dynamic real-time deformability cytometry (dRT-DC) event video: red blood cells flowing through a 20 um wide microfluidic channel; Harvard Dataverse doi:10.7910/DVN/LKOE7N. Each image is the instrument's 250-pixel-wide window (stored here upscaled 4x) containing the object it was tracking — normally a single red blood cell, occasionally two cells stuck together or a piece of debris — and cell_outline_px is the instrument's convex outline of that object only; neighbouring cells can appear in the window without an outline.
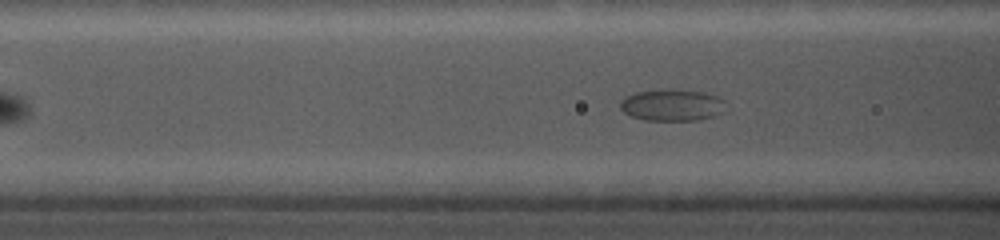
{"species": "common noctule bat (a hibernating species)", "species_latin": "Nyctalus noctula", "temperature_condition": "cold", "stored_images_in_passage": 65, "camera_frame_rate_fps": 5000, "um_per_image_px": 0.085, "animal": {"sex": "female", "body_mass_g": 19.0, "forearm_length_mm": 56.7}, "frame": {"image": 1, "passage_image": 19, "time_ms": 3.6, "image_size_px": [1000, 240], "cell_outline_px": [[728, 100], [724, 112], [712, 116], [696, 120], [644, 120], [632, 116], [624, 112], [620, 108], [620, 100], [624, 96], [636, 92], [668, 88], [672, 88], [704, 92]], "centroid_in_image_um": [57.15, 8.91], "position_along_channel_um": 109.5, "area_um2": 19.88}}
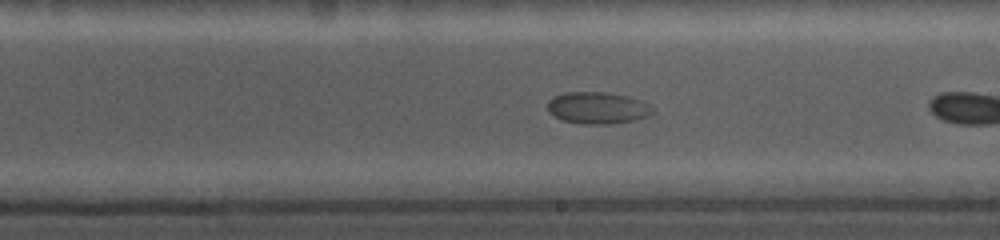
{"frame": {"image": 2, "passage_image": 38, "time_ms": 7.4, "image_size_px": [1000, 240], "cell_outline_px": [[656, 112], [648, 116], [636, 120], [608, 124], [580, 124], [560, 120], [548, 112], [548, 100], [552, 96], [564, 92], [604, 92], [628, 96], [652, 104]], "centroid_in_image_um": [50.81, 9.17], "position_along_channel_um": 238.2, "area_um2": 19.94}}
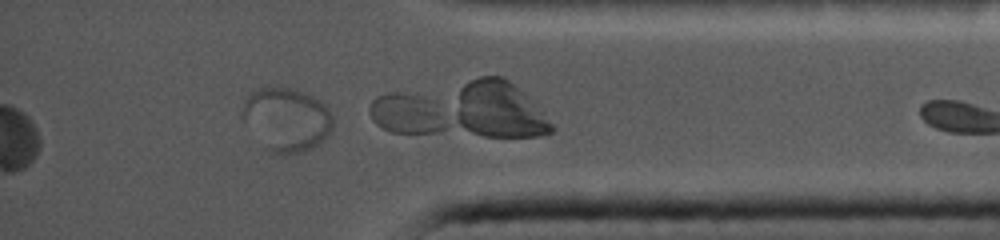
{"frame": {"image": 3, "passage_image": 64, "time_ms": 12.6, "image_size_px": [1000, 240], "cell_outline_px": [[332, 128], [328, 136], [316, 144], [300, 152], [272, 152], [268, 148], [240, 112], [244, 100], [256, 88], [292, 88], [316, 96], [328, 108], [332, 116]], "centroid_in_image_um": [24.41, 10.08], "position_along_channel_um": 410.8, "area_um2": 32.31}}